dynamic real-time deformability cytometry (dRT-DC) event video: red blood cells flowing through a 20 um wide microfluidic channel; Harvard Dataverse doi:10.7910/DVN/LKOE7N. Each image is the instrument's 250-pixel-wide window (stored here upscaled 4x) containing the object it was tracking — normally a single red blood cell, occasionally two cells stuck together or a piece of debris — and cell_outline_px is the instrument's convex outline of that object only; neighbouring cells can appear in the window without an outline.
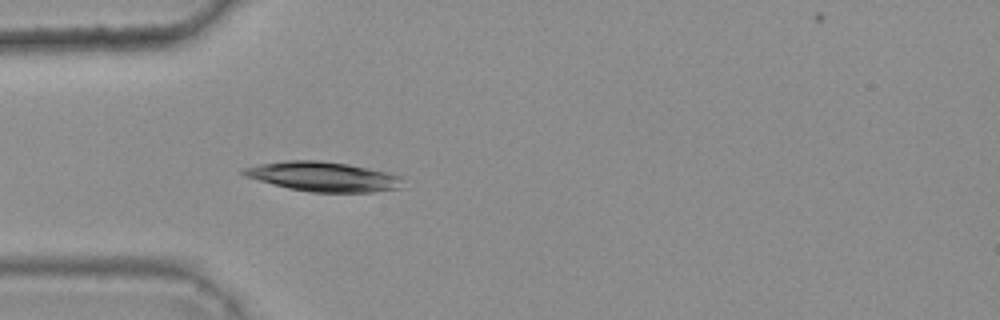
{"species": "common noctule bat (a hibernating species)", "species_latin": "Nyctalus noctula", "temperature_condition": "warm", "stored_images_in_passage": 21, "camera_frame_rate_fps": 3000, "um_per_image_px": 0.085, "animal": {"sex": "female", "body_mass_g": 25.1}, "frame": {"image": 1, "passage_image": 4, "time_ms": 1.0, "image_size_px": [1000, 320], "cell_outline_px": [[404, 188], [372, 192], [312, 192], [288, 188], [272, 184], [244, 176], [240, 172], [244, 168], [260, 164], [284, 160], [320, 160], [348, 164], [388, 172], [400, 176]], "centroid_in_image_um": [27.49, 15.01], "position_along_channel_um": 57.5, "area_um2": 27.57}}